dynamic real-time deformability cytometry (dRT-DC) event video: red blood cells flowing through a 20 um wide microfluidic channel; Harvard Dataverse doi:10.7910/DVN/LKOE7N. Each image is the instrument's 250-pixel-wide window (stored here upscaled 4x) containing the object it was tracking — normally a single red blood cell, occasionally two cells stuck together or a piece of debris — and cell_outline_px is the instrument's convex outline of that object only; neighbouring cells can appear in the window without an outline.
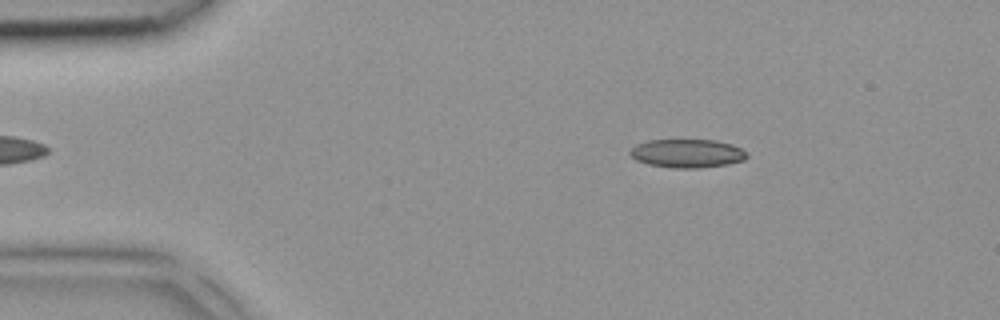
{"species": "common noctule bat (a hibernating species)", "species_latin": "Nyctalus noctula", "temperature_condition": "room temperature", "stored_images_in_passage": 4, "camera_frame_rate_fps": 3000, "um_per_image_px": 0.085, "animal": {"sex": "female", "body_mass_g": 18.4}, "frame": {"image": 1, "passage_image": 2, "time_ms": 0.333, "image_size_px": [1000, 320], "cell_outline_px": [[748, 156], [744, 160], [728, 164], [696, 168], [672, 168], [648, 164], [636, 160], [628, 152], [636, 144], [648, 140], [716, 140], [732, 144], [748, 152]], "centroid_in_image_um": [58.42, 13.03], "position_along_channel_um": 26.6, "area_um2": 19.48}}
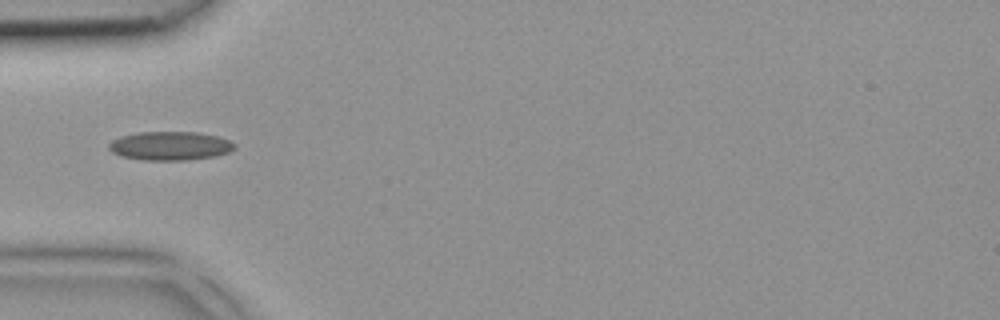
{"frame": {"image": 2, "passage_image": 4, "time_ms": 1.0, "image_size_px": [1000, 320], "cell_outline_px": [[236, 148], [228, 152], [216, 156], [184, 160], [144, 160], [120, 156], [112, 152], [108, 148], [108, 144], [112, 140], [120, 136], [136, 132], [196, 132], [220, 136], [236, 144]], "centroid_in_image_um": [14.45, 12.39], "position_along_channel_um": 70.5, "area_um2": 21.21}}